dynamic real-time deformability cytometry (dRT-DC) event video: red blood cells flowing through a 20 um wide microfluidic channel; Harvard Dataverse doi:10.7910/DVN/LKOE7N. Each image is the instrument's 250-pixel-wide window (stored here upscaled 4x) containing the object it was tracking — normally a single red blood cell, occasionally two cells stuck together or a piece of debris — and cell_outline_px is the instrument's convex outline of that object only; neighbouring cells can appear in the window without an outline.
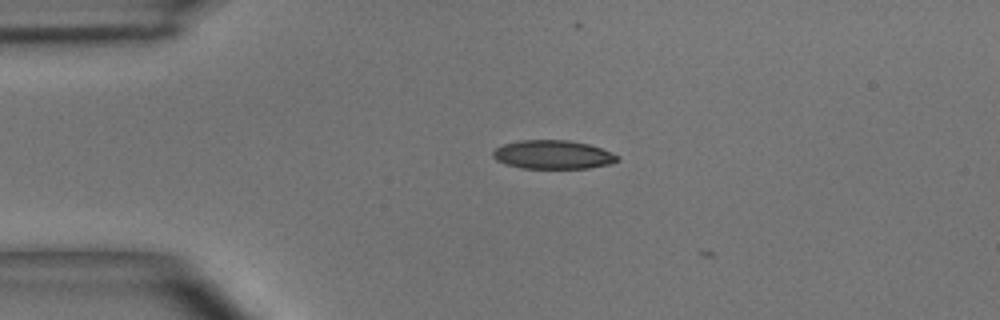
{"species": "common noctule bat (a hibernating species)", "species_latin": "Nyctalus noctula", "temperature_condition": "room temperature", "stored_images_in_passage": 6, "camera_frame_rate_fps": 3000, "um_per_image_px": 0.085, "animal": {"sex": "male", "body_mass_g": 15.6}, "frame": {"image": 1, "passage_image": 2, "time_ms": 0.333, "image_size_px": [1000, 320], "cell_outline_px": [[620, 160], [608, 164], [588, 168], [520, 168], [504, 164], [496, 160], [492, 156], [492, 152], [496, 148], [504, 144], [520, 140], [568, 140], [588, 144], [612, 152], [620, 156]], "centroid_in_image_um": [46.99, 13.14], "position_along_channel_um": 38.0, "area_um2": 20.87}}